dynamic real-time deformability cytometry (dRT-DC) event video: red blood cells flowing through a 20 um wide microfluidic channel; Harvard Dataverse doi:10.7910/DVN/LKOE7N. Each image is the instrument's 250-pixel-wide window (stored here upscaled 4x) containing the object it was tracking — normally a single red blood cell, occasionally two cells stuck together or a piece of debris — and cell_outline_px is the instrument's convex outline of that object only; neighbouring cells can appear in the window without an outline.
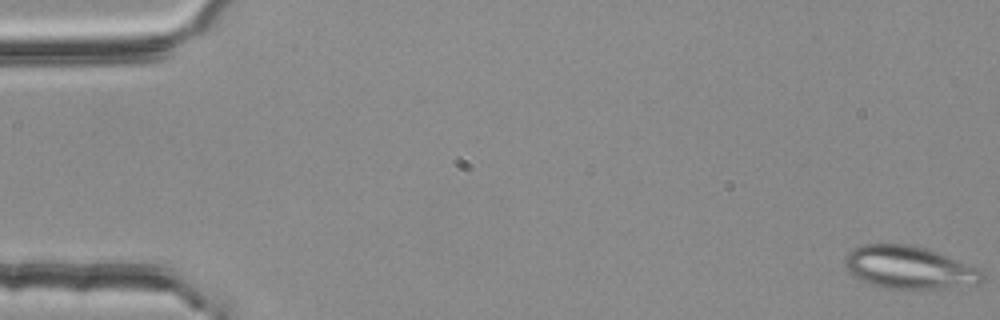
{"species": "common noctule bat (a hibernating species)", "species_latin": "Nyctalus noctula", "temperature_condition": "room temperature", "stored_images_in_passage": 53, "camera_frame_rate_fps": 3000, "um_per_image_px": 0.085, "animal": {"sex": "female", "body_mass_g": 25.1}, "frame": {"image": 1, "passage_image": 1, "time_ms": 0.0, "image_size_px": [1000, 320], "cell_outline_px": [[984, 280], [980, 284], [948, 288], [884, 288], [872, 284], [856, 276], [844, 268], [844, 260], [848, 252], [852, 248], [860, 244], [912, 244], [928, 248], [976, 268], [984, 272]], "centroid_in_image_um": [77.28, 22.72], "position_along_channel_um": 7.7, "area_um2": 34.16}}
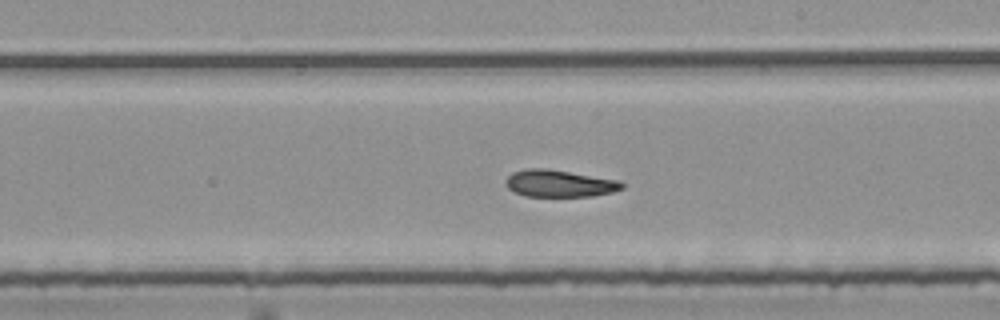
{"frame": {"image": 2, "passage_image": 32, "time_ms": 10.333, "image_size_px": [1000, 320], "cell_outline_px": [[624, 188], [612, 192], [592, 196], [524, 196], [508, 188], [504, 180], [512, 172], [528, 168], [548, 168], [620, 180], [624, 184]], "centroid_in_image_um": [47.56, 15.58], "position_along_channel_um": 241.4, "area_um2": 18.44}}
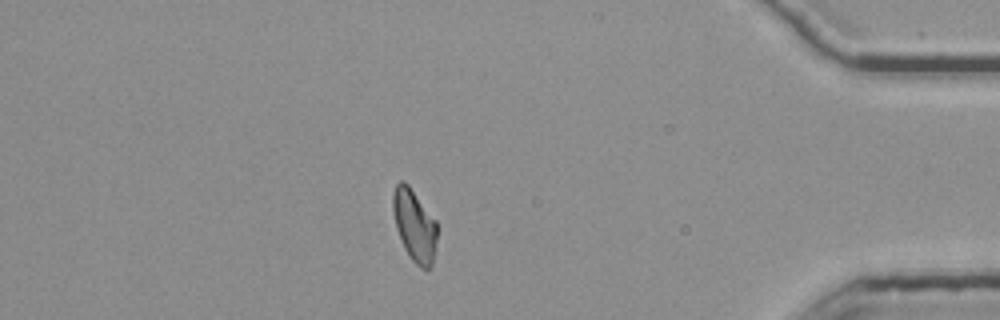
{"frame": {"image": 3, "passage_image": 48, "time_ms": 15.667, "image_size_px": [1000, 320], "cell_outline_px": [[436, 240], [432, 264], [428, 268], [420, 268], [412, 260], [404, 248], [396, 228], [392, 212], [392, 192], [396, 184], [400, 180], [404, 180], [408, 184], [436, 220]], "centroid_in_image_um": [35.2, 19.11], "position_along_channel_um": 400.0, "area_um2": 18.5}, "authors_computed_cell_mechanics": {"area_um2": 19.1318, "velocity_mm_per_s": 3.7687, "shape_relaxation_time_tau1_ms": null, "shape_relaxation_time_tau2_ms": 4.2257, "deformation_change_tau1": null, "deformation_change_tau2": 0.116}}